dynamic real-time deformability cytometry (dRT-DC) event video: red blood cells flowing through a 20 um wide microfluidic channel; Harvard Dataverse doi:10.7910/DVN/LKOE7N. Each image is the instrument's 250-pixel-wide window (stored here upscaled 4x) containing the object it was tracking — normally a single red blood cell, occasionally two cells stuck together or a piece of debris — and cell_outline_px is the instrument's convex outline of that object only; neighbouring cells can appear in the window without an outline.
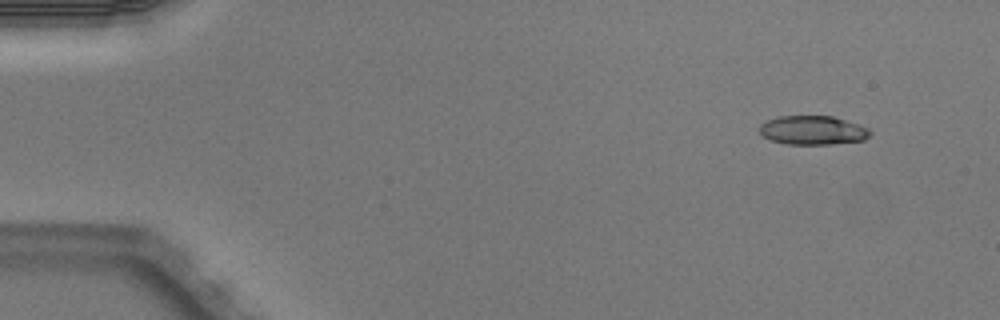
{"species": "Egyptian fruit bat (a non-hibernating species)", "species_latin": "Rousettus aegyptiacus", "temperature_condition": "warm", "stored_images_in_passage": 4, "camera_frame_rate_fps": 3000, "um_per_image_px": 0.085, "animal": {"sex": "male"}, "frame": {"image": 1, "passage_image": 1, "time_ms": 0.0, "image_size_px": [1000, 320], "cell_outline_px": [[872, 132], [864, 140], [828, 144], [788, 144], [772, 140], [764, 136], [760, 132], [760, 124], [776, 116], [832, 116], [868, 128]], "centroid_in_image_um": [69.07, 11.07], "position_along_channel_um": 15.9, "area_um2": 18.38}}
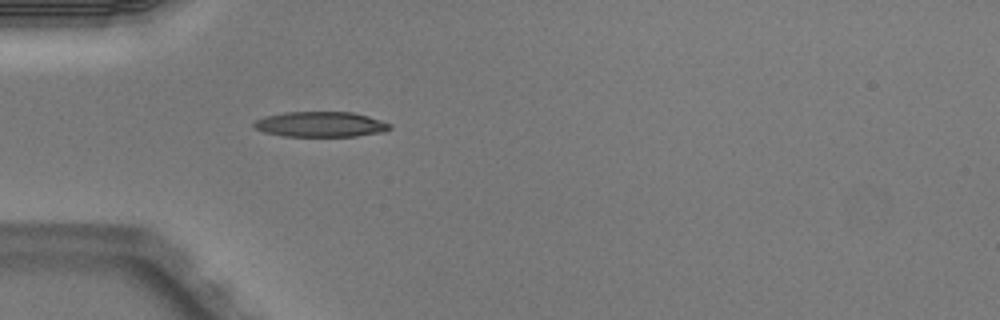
{"frame": {"image": 2, "passage_image": 4, "time_ms": 1.0, "image_size_px": [1000, 320], "cell_outline_px": [[392, 128], [384, 132], [356, 136], [284, 136], [264, 132], [256, 128], [252, 124], [256, 120], [264, 116], [284, 112], [352, 112], [368, 116], [392, 124]], "centroid_in_image_um": [27.27, 10.56], "position_along_channel_um": 57.7, "area_um2": 20.06}}